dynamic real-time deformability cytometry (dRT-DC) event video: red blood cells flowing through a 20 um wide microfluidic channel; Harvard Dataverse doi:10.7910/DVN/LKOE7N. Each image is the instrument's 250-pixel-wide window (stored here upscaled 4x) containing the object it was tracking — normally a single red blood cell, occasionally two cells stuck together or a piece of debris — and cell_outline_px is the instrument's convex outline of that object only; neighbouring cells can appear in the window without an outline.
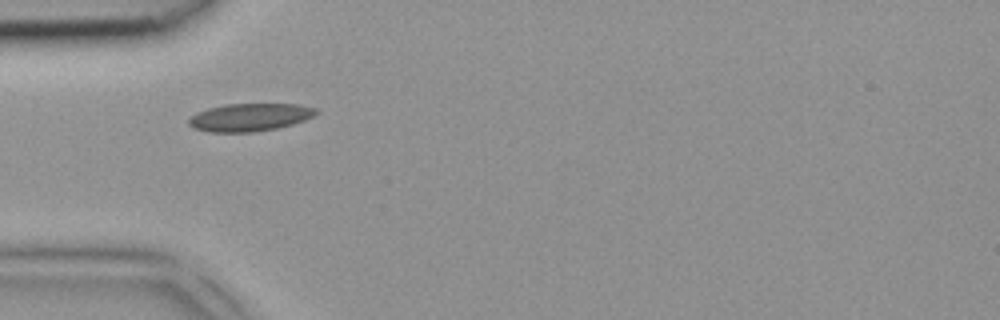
{"species": "common noctule bat (a hibernating species)", "species_latin": "Nyctalus noctula", "temperature_condition": "room temperature", "stored_images_in_passage": 1, "camera_frame_rate_fps": 3000, "um_per_image_px": 0.085, "animal": {"sex": "female", "body_mass_g": 18.4}, "frame": {"image": 1, "passage_image": 1, "time_ms": 0.0, "image_size_px": [1000, 320], "cell_outline_px": [[320, 112], [304, 120], [292, 124], [276, 128], [252, 132], [208, 132], [192, 128], [188, 124], [188, 120], [196, 112], [208, 108], [224, 104], [300, 104], [316, 108]], "centroid_in_image_um": [21.21, 9.96], "position_along_channel_um": 63.8, "area_um2": 20.69}}